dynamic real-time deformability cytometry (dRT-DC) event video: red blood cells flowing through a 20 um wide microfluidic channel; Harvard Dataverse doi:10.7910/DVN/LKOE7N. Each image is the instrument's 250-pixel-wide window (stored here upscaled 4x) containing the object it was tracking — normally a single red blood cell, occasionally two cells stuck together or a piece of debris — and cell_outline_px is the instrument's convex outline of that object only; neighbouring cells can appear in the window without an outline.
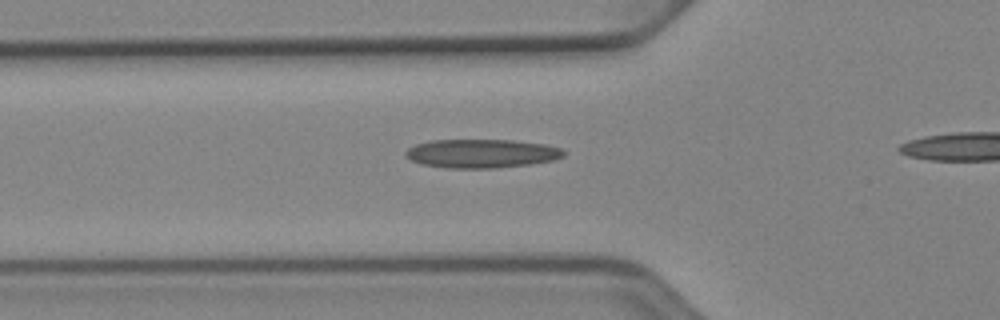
{"species": "Egyptian fruit bat (a non-hibernating species)", "species_latin": "Rousettus aegyptiacus", "temperature_condition": "cold", "stored_images_in_passage": 13, "camera_frame_rate_fps": 3000, "um_per_image_px": 0.085, "animal": {"sex": "female"}, "frame": {"image": 1, "passage_image": 9, "time_ms": 2.667, "image_size_px": [1000, 320], "cell_outline_px": [[568, 152], [564, 156], [552, 160], [532, 164], [496, 168], [444, 168], [420, 164], [404, 156], [404, 152], [408, 148], [416, 144], [428, 140], [512, 140], [544, 144], [560, 148]], "centroid_in_image_um": [40.91, 13.05], "position_along_channel_um": 84.9, "area_um2": 26.7}}
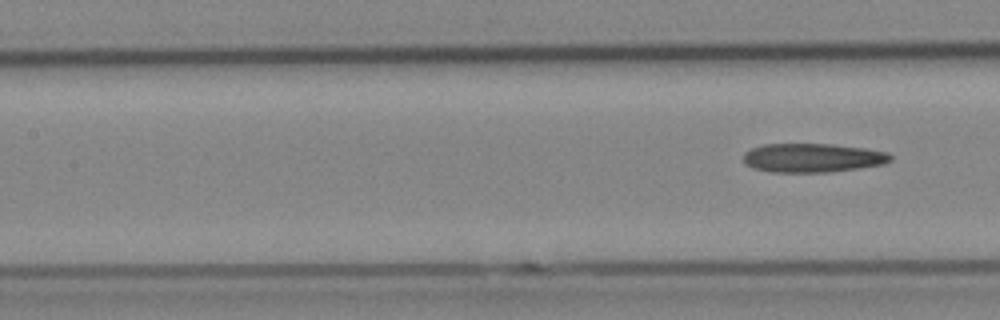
{"frame": {"image": 2, "passage_image": 13, "time_ms": 4.0, "image_size_px": [1000, 320], "cell_outline_px": [[892, 160], [884, 164], [860, 168], [828, 172], [772, 172], [752, 168], [744, 164], [744, 152], [752, 148], [764, 144], [832, 144], [864, 148], [888, 152], [892, 156]], "centroid_in_image_um": [69.07, 13.42], "position_along_channel_um": 138.3, "area_um2": 24.91}}